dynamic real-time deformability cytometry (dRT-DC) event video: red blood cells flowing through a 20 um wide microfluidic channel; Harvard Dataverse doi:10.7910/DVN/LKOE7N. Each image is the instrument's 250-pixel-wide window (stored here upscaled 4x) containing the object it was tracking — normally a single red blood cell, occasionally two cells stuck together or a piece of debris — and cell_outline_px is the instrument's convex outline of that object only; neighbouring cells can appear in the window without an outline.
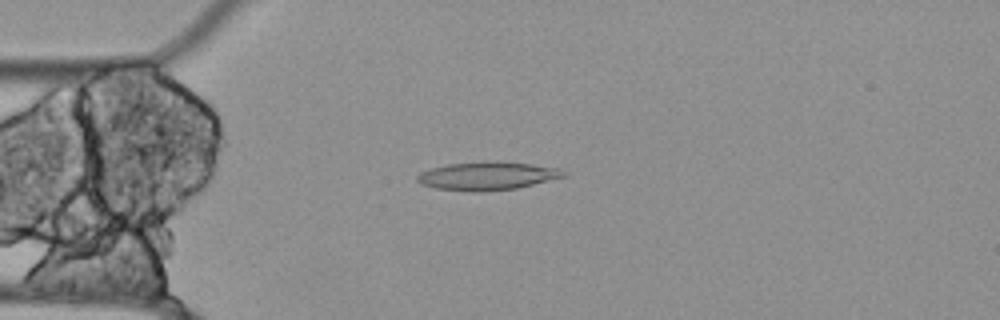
{"species": "Egyptian fruit bat (a non-hibernating species)", "species_latin": "Rousettus aegyptiacus", "temperature_condition": "cold", "stored_images_in_passage": 48, "camera_frame_rate_fps": 3000, "um_per_image_px": 0.085, "animal": {"sex": "female"}, "frame": {"image": 1, "passage_image": 6, "time_ms": 1.667, "image_size_px": [1000, 320], "cell_outline_px": [[568, 176], [516, 188], [476, 192], [472, 192], [436, 188], [420, 184], [416, 180], [416, 176], [420, 172], [432, 168], [448, 164], [488, 160], [500, 160], [532, 164], [560, 168], [568, 172]], "centroid_in_image_um": [41.46, 14.93], "position_along_channel_um": 43.5, "area_um2": 24.51}}
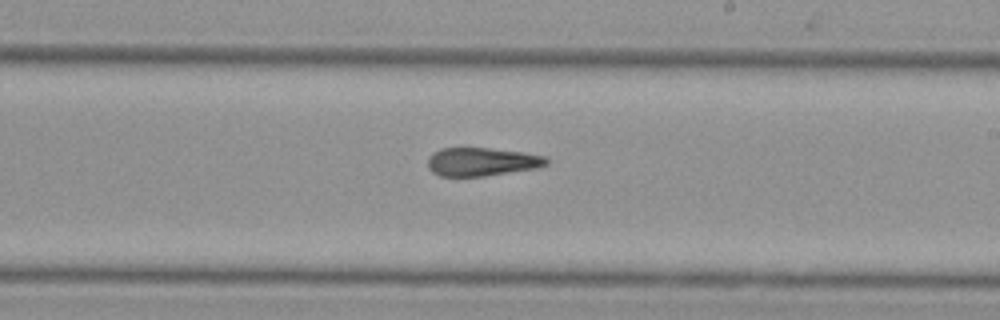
{"frame": {"image": 2, "passage_image": 24, "time_ms": 7.667, "image_size_px": [1000, 320], "cell_outline_px": [[548, 164], [540, 168], [484, 176], [440, 176], [432, 172], [428, 168], [428, 156], [432, 152], [440, 148], [488, 148], [524, 152], [548, 156]], "centroid_in_image_um": [40.98, 13.75], "position_along_channel_um": 248.0, "area_um2": 19.94}}
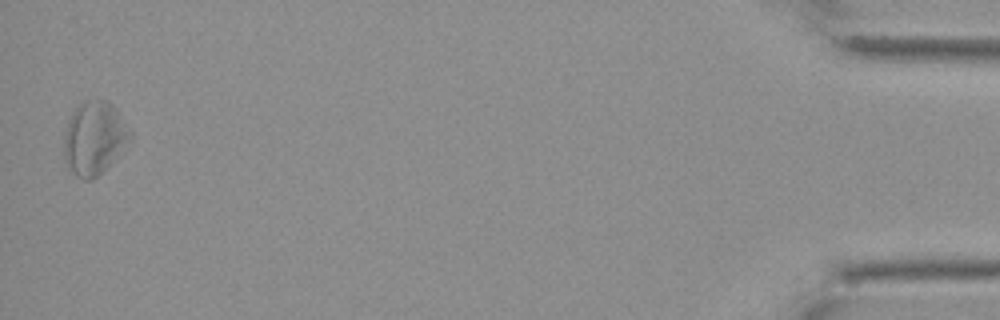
{"frame": {"image": 3, "passage_image": 47, "time_ms": 15.333, "image_size_px": [1000, 320], "cell_outline_px": [[132, 140], [116, 160], [92, 180], [84, 180], [76, 176], [68, 168], [64, 160], [64, 132], [68, 120], [72, 112], [80, 104], [88, 100], [108, 100], [116, 108], [132, 132]], "centroid_in_image_um": [8.04, 11.76], "position_along_channel_um": 427.2, "area_um2": 28.73}, "authors_computed_cell_mechanics": {"area_um2": 22.3975, "velocity_mm_per_s": 3.5105, "shape_relaxation_time_tau1_ms": null, "shape_relaxation_time_tau2_ms": 4.3072, "deformation_change_tau1": null, "deformation_change_tau2": 0.1471}}